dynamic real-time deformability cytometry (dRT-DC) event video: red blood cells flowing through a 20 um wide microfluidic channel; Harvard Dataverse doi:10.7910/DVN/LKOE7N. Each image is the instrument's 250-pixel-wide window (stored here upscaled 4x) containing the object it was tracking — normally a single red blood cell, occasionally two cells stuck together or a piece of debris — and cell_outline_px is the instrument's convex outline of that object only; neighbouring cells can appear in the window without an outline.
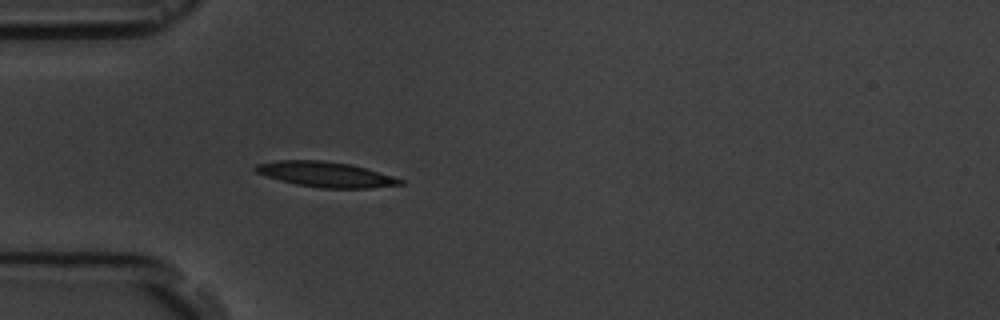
{"species": "common noctule bat (a hibernating species)", "species_latin": "Nyctalus noctula", "temperature_condition": "room temperature", "stored_images_in_passage": 5, "camera_frame_rate_fps": 3000, "um_per_image_px": 0.085, "animal": {"sex": "male", "body_mass_g": 19.5, "forearm_length_mm": 54.6}, "frame": {"image": 1, "passage_image": 5, "time_ms": 4.667, "image_size_px": [1000, 320], "cell_outline_px": [[404, 184], [368, 188], [320, 188], [296, 184], [280, 180], [256, 172], [252, 168], [256, 164], [276, 160], [324, 160], [352, 164], [392, 176], [404, 180]], "centroid_in_image_um": [27.67, 14.81], "position_along_channel_um": 57.3, "area_um2": 21.27}}